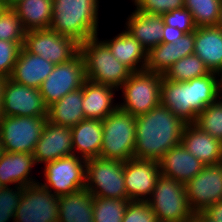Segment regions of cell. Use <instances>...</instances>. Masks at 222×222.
I'll return each mask as SVG.
<instances>
[{"label": "cell", "instance_id": "1", "mask_svg": "<svg viewBox=\"0 0 222 222\" xmlns=\"http://www.w3.org/2000/svg\"><path fill=\"white\" fill-rule=\"evenodd\" d=\"M185 125L161 104L136 116L134 158L159 161L167 151L181 143Z\"/></svg>", "mask_w": 222, "mask_h": 222}, {"label": "cell", "instance_id": "2", "mask_svg": "<svg viewBox=\"0 0 222 222\" xmlns=\"http://www.w3.org/2000/svg\"><path fill=\"white\" fill-rule=\"evenodd\" d=\"M221 95L218 73L182 82L167 80L162 75L160 104L186 124L194 123L197 115Z\"/></svg>", "mask_w": 222, "mask_h": 222}, {"label": "cell", "instance_id": "3", "mask_svg": "<svg viewBox=\"0 0 222 222\" xmlns=\"http://www.w3.org/2000/svg\"><path fill=\"white\" fill-rule=\"evenodd\" d=\"M102 0H53L50 29L77 43L95 37L102 29ZM102 12V13H101Z\"/></svg>", "mask_w": 222, "mask_h": 222}, {"label": "cell", "instance_id": "4", "mask_svg": "<svg viewBox=\"0 0 222 222\" xmlns=\"http://www.w3.org/2000/svg\"><path fill=\"white\" fill-rule=\"evenodd\" d=\"M79 52L84 59L86 80L93 83L119 89L132 74L127 66L112 55L108 46L98 36L80 43Z\"/></svg>", "mask_w": 222, "mask_h": 222}, {"label": "cell", "instance_id": "5", "mask_svg": "<svg viewBox=\"0 0 222 222\" xmlns=\"http://www.w3.org/2000/svg\"><path fill=\"white\" fill-rule=\"evenodd\" d=\"M162 75L141 70L132 72L118 89L119 109L138 116L160 104Z\"/></svg>", "mask_w": 222, "mask_h": 222}, {"label": "cell", "instance_id": "6", "mask_svg": "<svg viewBox=\"0 0 222 222\" xmlns=\"http://www.w3.org/2000/svg\"><path fill=\"white\" fill-rule=\"evenodd\" d=\"M100 158L126 162L134 158L136 116L119 108L102 120Z\"/></svg>", "mask_w": 222, "mask_h": 222}, {"label": "cell", "instance_id": "7", "mask_svg": "<svg viewBox=\"0 0 222 222\" xmlns=\"http://www.w3.org/2000/svg\"><path fill=\"white\" fill-rule=\"evenodd\" d=\"M147 203L160 222H183L194 215L188 203L185 184L162 174L157 178Z\"/></svg>", "mask_w": 222, "mask_h": 222}, {"label": "cell", "instance_id": "8", "mask_svg": "<svg viewBox=\"0 0 222 222\" xmlns=\"http://www.w3.org/2000/svg\"><path fill=\"white\" fill-rule=\"evenodd\" d=\"M85 188L100 198L128 199L124 162L100 157L87 159Z\"/></svg>", "mask_w": 222, "mask_h": 222}, {"label": "cell", "instance_id": "9", "mask_svg": "<svg viewBox=\"0 0 222 222\" xmlns=\"http://www.w3.org/2000/svg\"><path fill=\"white\" fill-rule=\"evenodd\" d=\"M42 170L38 173L40 174L38 182L58 197L85 188L84 158L76 155L62 157L45 163Z\"/></svg>", "mask_w": 222, "mask_h": 222}, {"label": "cell", "instance_id": "10", "mask_svg": "<svg viewBox=\"0 0 222 222\" xmlns=\"http://www.w3.org/2000/svg\"><path fill=\"white\" fill-rule=\"evenodd\" d=\"M47 116H1L0 142L6 152L33 154Z\"/></svg>", "mask_w": 222, "mask_h": 222}, {"label": "cell", "instance_id": "11", "mask_svg": "<svg viewBox=\"0 0 222 222\" xmlns=\"http://www.w3.org/2000/svg\"><path fill=\"white\" fill-rule=\"evenodd\" d=\"M86 81L85 63L78 52L69 61L57 64L39 87L47 107L59 101L67 93L80 89Z\"/></svg>", "mask_w": 222, "mask_h": 222}, {"label": "cell", "instance_id": "12", "mask_svg": "<svg viewBox=\"0 0 222 222\" xmlns=\"http://www.w3.org/2000/svg\"><path fill=\"white\" fill-rule=\"evenodd\" d=\"M23 47L54 65L69 61L79 52V43L73 38L50 28L26 31Z\"/></svg>", "mask_w": 222, "mask_h": 222}, {"label": "cell", "instance_id": "13", "mask_svg": "<svg viewBox=\"0 0 222 222\" xmlns=\"http://www.w3.org/2000/svg\"><path fill=\"white\" fill-rule=\"evenodd\" d=\"M59 197L39 182L23 187L14 222H58Z\"/></svg>", "mask_w": 222, "mask_h": 222}, {"label": "cell", "instance_id": "14", "mask_svg": "<svg viewBox=\"0 0 222 222\" xmlns=\"http://www.w3.org/2000/svg\"><path fill=\"white\" fill-rule=\"evenodd\" d=\"M189 206L194 213L204 212L222 200V163L205 166L186 184Z\"/></svg>", "mask_w": 222, "mask_h": 222}, {"label": "cell", "instance_id": "15", "mask_svg": "<svg viewBox=\"0 0 222 222\" xmlns=\"http://www.w3.org/2000/svg\"><path fill=\"white\" fill-rule=\"evenodd\" d=\"M159 161L132 158L124 162V182L129 201H147L160 176Z\"/></svg>", "mask_w": 222, "mask_h": 222}, {"label": "cell", "instance_id": "16", "mask_svg": "<svg viewBox=\"0 0 222 222\" xmlns=\"http://www.w3.org/2000/svg\"><path fill=\"white\" fill-rule=\"evenodd\" d=\"M39 89L27 87L7 78L4 85V105L2 116H47Z\"/></svg>", "mask_w": 222, "mask_h": 222}, {"label": "cell", "instance_id": "17", "mask_svg": "<svg viewBox=\"0 0 222 222\" xmlns=\"http://www.w3.org/2000/svg\"><path fill=\"white\" fill-rule=\"evenodd\" d=\"M72 155L74 153L71 128L47 120L33 152L36 165L42 167L45 163Z\"/></svg>", "mask_w": 222, "mask_h": 222}, {"label": "cell", "instance_id": "18", "mask_svg": "<svg viewBox=\"0 0 222 222\" xmlns=\"http://www.w3.org/2000/svg\"><path fill=\"white\" fill-rule=\"evenodd\" d=\"M128 13L124 14L121 25L131 33V35L148 52L151 48L162 43L164 22L161 14L143 13L138 11L130 2ZM132 7V8H131ZM131 9V10H130ZM130 11V12H129Z\"/></svg>", "mask_w": 222, "mask_h": 222}, {"label": "cell", "instance_id": "19", "mask_svg": "<svg viewBox=\"0 0 222 222\" xmlns=\"http://www.w3.org/2000/svg\"><path fill=\"white\" fill-rule=\"evenodd\" d=\"M103 29L98 33V37L108 46L112 55L127 66L132 72L145 70L147 62L146 49L127 31L122 25L115 29V35L106 34L103 37Z\"/></svg>", "mask_w": 222, "mask_h": 222}, {"label": "cell", "instance_id": "20", "mask_svg": "<svg viewBox=\"0 0 222 222\" xmlns=\"http://www.w3.org/2000/svg\"><path fill=\"white\" fill-rule=\"evenodd\" d=\"M33 154L6 152L0 157V183L3 186H28L38 183Z\"/></svg>", "mask_w": 222, "mask_h": 222}, {"label": "cell", "instance_id": "21", "mask_svg": "<svg viewBox=\"0 0 222 222\" xmlns=\"http://www.w3.org/2000/svg\"><path fill=\"white\" fill-rule=\"evenodd\" d=\"M195 31L185 33L172 43H161L147 52L146 71L164 75L178 60L194 52Z\"/></svg>", "mask_w": 222, "mask_h": 222}, {"label": "cell", "instance_id": "22", "mask_svg": "<svg viewBox=\"0 0 222 222\" xmlns=\"http://www.w3.org/2000/svg\"><path fill=\"white\" fill-rule=\"evenodd\" d=\"M85 119L103 120L119 108L118 89L86 80L82 86Z\"/></svg>", "mask_w": 222, "mask_h": 222}, {"label": "cell", "instance_id": "23", "mask_svg": "<svg viewBox=\"0 0 222 222\" xmlns=\"http://www.w3.org/2000/svg\"><path fill=\"white\" fill-rule=\"evenodd\" d=\"M181 144L205 166L222 163V142L201 131L193 123L185 125Z\"/></svg>", "mask_w": 222, "mask_h": 222}, {"label": "cell", "instance_id": "24", "mask_svg": "<svg viewBox=\"0 0 222 222\" xmlns=\"http://www.w3.org/2000/svg\"><path fill=\"white\" fill-rule=\"evenodd\" d=\"M159 165L163 176L170 177L183 184H186L205 167L181 143L167 151L159 160Z\"/></svg>", "mask_w": 222, "mask_h": 222}, {"label": "cell", "instance_id": "25", "mask_svg": "<svg viewBox=\"0 0 222 222\" xmlns=\"http://www.w3.org/2000/svg\"><path fill=\"white\" fill-rule=\"evenodd\" d=\"M54 64L21 48L10 78L27 87L39 89L52 72Z\"/></svg>", "mask_w": 222, "mask_h": 222}, {"label": "cell", "instance_id": "26", "mask_svg": "<svg viewBox=\"0 0 222 222\" xmlns=\"http://www.w3.org/2000/svg\"><path fill=\"white\" fill-rule=\"evenodd\" d=\"M210 72L222 71V29L218 26L196 27L194 52Z\"/></svg>", "mask_w": 222, "mask_h": 222}, {"label": "cell", "instance_id": "27", "mask_svg": "<svg viewBox=\"0 0 222 222\" xmlns=\"http://www.w3.org/2000/svg\"><path fill=\"white\" fill-rule=\"evenodd\" d=\"M102 120L84 119L71 128L74 155L84 158L99 157L102 145Z\"/></svg>", "mask_w": 222, "mask_h": 222}, {"label": "cell", "instance_id": "28", "mask_svg": "<svg viewBox=\"0 0 222 222\" xmlns=\"http://www.w3.org/2000/svg\"><path fill=\"white\" fill-rule=\"evenodd\" d=\"M94 196L86 189H80L59 197L58 222H94Z\"/></svg>", "mask_w": 222, "mask_h": 222}, {"label": "cell", "instance_id": "29", "mask_svg": "<svg viewBox=\"0 0 222 222\" xmlns=\"http://www.w3.org/2000/svg\"><path fill=\"white\" fill-rule=\"evenodd\" d=\"M83 88L67 93L59 101L48 107L49 122L67 127H74L85 119L83 108Z\"/></svg>", "mask_w": 222, "mask_h": 222}, {"label": "cell", "instance_id": "30", "mask_svg": "<svg viewBox=\"0 0 222 222\" xmlns=\"http://www.w3.org/2000/svg\"><path fill=\"white\" fill-rule=\"evenodd\" d=\"M12 8L26 31L50 27L53 0H19Z\"/></svg>", "mask_w": 222, "mask_h": 222}, {"label": "cell", "instance_id": "31", "mask_svg": "<svg viewBox=\"0 0 222 222\" xmlns=\"http://www.w3.org/2000/svg\"><path fill=\"white\" fill-rule=\"evenodd\" d=\"M210 73L204 62L195 54L186 56L174 63L163 75L175 82L189 81Z\"/></svg>", "mask_w": 222, "mask_h": 222}, {"label": "cell", "instance_id": "32", "mask_svg": "<svg viewBox=\"0 0 222 222\" xmlns=\"http://www.w3.org/2000/svg\"><path fill=\"white\" fill-rule=\"evenodd\" d=\"M222 0H184L196 27L217 26Z\"/></svg>", "mask_w": 222, "mask_h": 222}, {"label": "cell", "instance_id": "33", "mask_svg": "<svg viewBox=\"0 0 222 222\" xmlns=\"http://www.w3.org/2000/svg\"><path fill=\"white\" fill-rule=\"evenodd\" d=\"M128 199L100 198L94 196V222H122Z\"/></svg>", "mask_w": 222, "mask_h": 222}, {"label": "cell", "instance_id": "34", "mask_svg": "<svg viewBox=\"0 0 222 222\" xmlns=\"http://www.w3.org/2000/svg\"><path fill=\"white\" fill-rule=\"evenodd\" d=\"M193 124L222 142V95L204 108Z\"/></svg>", "mask_w": 222, "mask_h": 222}, {"label": "cell", "instance_id": "35", "mask_svg": "<svg viewBox=\"0 0 222 222\" xmlns=\"http://www.w3.org/2000/svg\"><path fill=\"white\" fill-rule=\"evenodd\" d=\"M26 30L16 11L12 7H5L0 14V40L19 43L22 47Z\"/></svg>", "mask_w": 222, "mask_h": 222}, {"label": "cell", "instance_id": "36", "mask_svg": "<svg viewBox=\"0 0 222 222\" xmlns=\"http://www.w3.org/2000/svg\"><path fill=\"white\" fill-rule=\"evenodd\" d=\"M23 195L22 186H3L0 190V222H14Z\"/></svg>", "mask_w": 222, "mask_h": 222}, {"label": "cell", "instance_id": "37", "mask_svg": "<svg viewBox=\"0 0 222 222\" xmlns=\"http://www.w3.org/2000/svg\"><path fill=\"white\" fill-rule=\"evenodd\" d=\"M138 11L164 14L184 7V0H128ZM125 0V2H128Z\"/></svg>", "mask_w": 222, "mask_h": 222}, {"label": "cell", "instance_id": "38", "mask_svg": "<svg viewBox=\"0 0 222 222\" xmlns=\"http://www.w3.org/2000/svg\"><path fill=\"white\" fill-rule=\"evenodd\" d=\"M22 46L17 42L0 40V75L9 78Z\"/></svg>", "mask_w": 222, "mask_h": 222}, {"label": "cell", "instance_id": "39", "mask_svg": "<svg viewBox=\"0 0 222 222\" xmlns=\"http://www.w3.org/2000/svg\"><path fill=\"white\" fill-rule=\"evenodd\" d=\"M155 213L147 201H129L122 222H157Z\"/></svg>", "mask_w": 222, "mask_h": 222}, {"label": "cell", "instance_id": "40", "mask_svg": "<svg viewBox=\"0 0 222 222\" xmlns=\"http://www.w3.org/2000/svg\"><path fill=\"white\" fill-rule=\"evenodd\" d=\"M164 24L178 28L185 33L196 30L192 14L185 7L162 14Z\"/></svg>", "mask_w": 222, "mask_h": 222}, {"label": "cell", "instance_id": "41", "mask_svg": "<svg viewBox=\"0 0 222 222\" xmlns=\"http://www.w3.org/2000/svg\"><path fill=\"white\" fill-rule=\"evenodd\" d=\"M184 34L185 32L179 30L178 28L164 24L162 43H172V41H176Z\"/></svg>", "mask_w": 222, "mask_h": 222}, {"label": "cell", "instance_id": "42", "mask_svg": "<svg viewBox=\"0 0 222 222\" xmlns=\"http://www.w3.org/2000/svg\"><path fill=\"white\" fill-rule=\"evenodd\" d=\"M204 213L215 222H222V200L209 206Z\"/></svg>", "mask_w": 222, "mask_h": 222}, {"label": "cell", "instance_id": "43", "mask_svg": "<svg viewBox=\"0 0 222 222\" xmlns=\"http://www.w3.org/2000/svg\"><path fill=\"white\" fill-rule=\"evenodd\" d=\"M7 78L0 75V118L2 116V108L4 105V85Z\"/></svg>", "mask_w": 222, "mask_h": 222}, {"label": "cell", "instance_id": "44", "mask_svg": "<svg viewBox=\"0 0 222 222\" xmlns=\"http://www.w3.org/2000/svg\"><path fill=\"white\" fill-rule=\"evenodd\" d=\"M194 215L199 219L200 222H215L210 219L204 212H197Z\"/></svg>", "mask_w": 222, "mask_h": 222}, {"label": "cell", "instance_id": "45", "mask_svg": "<svg viewBox=\"0 0 222 222\" xmlns=\"http://www.w3.org/2000/svg\"><path fill=\"white\" fill-rule=\"evenodd\" d=\"M19 0H5L3 3L6 7H12L16 4Z\"/></svg>", "mask_w": 222, "mask_h": 222}, {"label": "cell", "instance_id": "46", "mask_svg": "<svg viewBox=\"0 0 222 222\" xmlns=\"http://www.w3.org/2000/svg\"><path fill=\"white\" fill-rule=\"evenodd\" d=\"M218 27L222 29V2H221V7H220V16H219V22H218Z\"/></svg>", "mask_w": 222, "mask_h": 222}, {"label": "cell", "instance_id": "47", "mask_svg": "<svg viewBox=\"0 0 222 222\" xmlns=\"http://www.w3.org/2000/svg\"><path fill=\"white\" fill-rule=\"evenodd\" d=\"M183 222H200V221L195 215H193L191 218H189Z\"/></svg>", "mask_w": 222, "mask_h": 222}, {"label": "cell", "instance_id": "48", "mask_svg": "<svg viewBox=\"0 0 222 222\" xmlns=\"http://www.w3.org/2000/svg\"><path fill=\"white\" fill-rule=\"evenodd\" d=\"M220 89L222 93V71L219 73Z\"/></svg>", "mask_w": 222, "mask_h": 222}, {"label": "cell", "instance_id": "49", "mask_svg": "<svg viewBox=\"0 0 222 222\" xmlns=\"http://www.w3.org/2000/svg\"><path fill=\"white\" fill-rule=\"evenodd\" d=\"M5 7L6 6L4 5V3L0 1V14L5 9Z\"/></svg>", "mask_w": 222, "mask_h": 222}, {"label": "cell", "instance_id": "50", "mask_svg": "<svg viewBox=\"0 0 222 222\" xmlns=\"http://www.w3.org/2000/svg\"><path fill=\"white\" fill-rule=\"evenodd\" d=\"M3 153H4V148L0 142V157L3 155Z\"/></svg>", "mask_w": 222, "mask_h": 222}]
</instances>
